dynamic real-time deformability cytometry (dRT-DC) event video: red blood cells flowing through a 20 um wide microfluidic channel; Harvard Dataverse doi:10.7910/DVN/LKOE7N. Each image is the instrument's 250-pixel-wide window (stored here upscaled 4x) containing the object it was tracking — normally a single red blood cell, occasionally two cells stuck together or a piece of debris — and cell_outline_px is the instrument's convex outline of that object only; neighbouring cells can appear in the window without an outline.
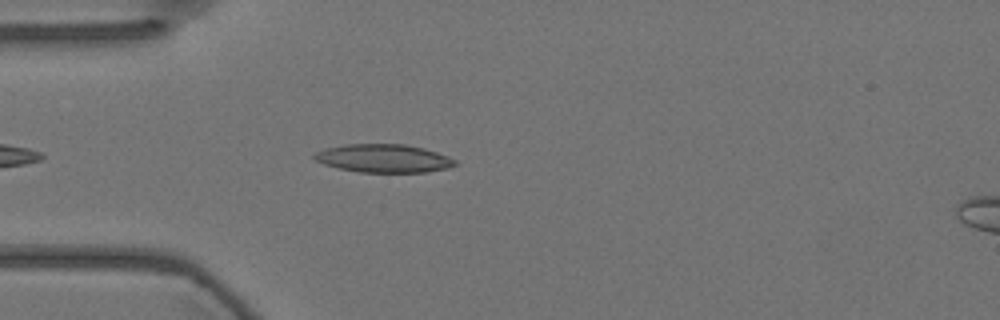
{"species": "Egyptian fruit bat (a non-hibernating species)", "species_latin": "Rousettus aegyptiacus", "temperature_condition": "warm", "stored_images_in_passage": 41, "camera_frame_rate_fps": 3000, "um_per_image_px": 0.085, "animal": {"sex": "female"}, "frame": {"image": 1, "passage_image": 5, "time_ms": 1.333, "image_size_px": [1000, 320], "cell_outline_px": [[456, 164], [448, 168], [428, 172], [360, 172], [340, 168], [324, 164], [316, 160], [312, 156], [316, 152], [328, 148], [344, 144], [404, 144], [424, 148], [448, 156], [456, 160]], "centroid_in_image_um": [32.63, 13.46], "position_along_channel_um": 52.4, "area_um2": 23.0}}
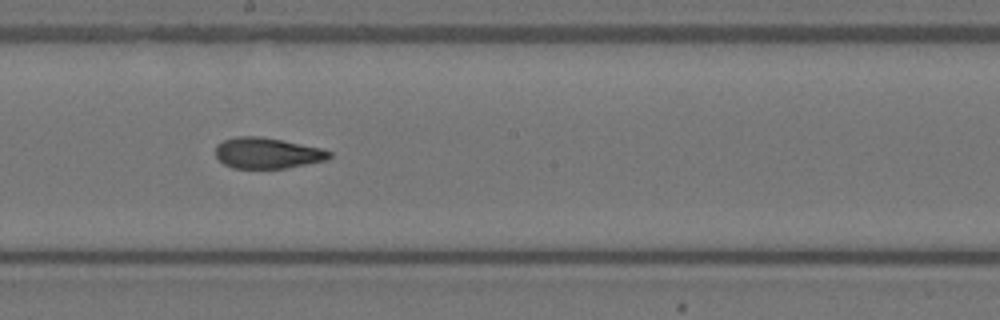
{"frame": {"image": 2, "passage_image": 20, "time_ms": 6.333, "image_size_px": [1000, 320], "cell_outline_px": [[332, 156], [328, 160], [284, 168], [232, 168], [224, 164], [216, 156], [216, 144], [224, 140], [236, 136], [260, 136], [320, 148], [332, 152]], "centroid_in_image_um": [22.71, 13.01], "position_along_channel_um": 225.5, "area_um2": 20.35}}
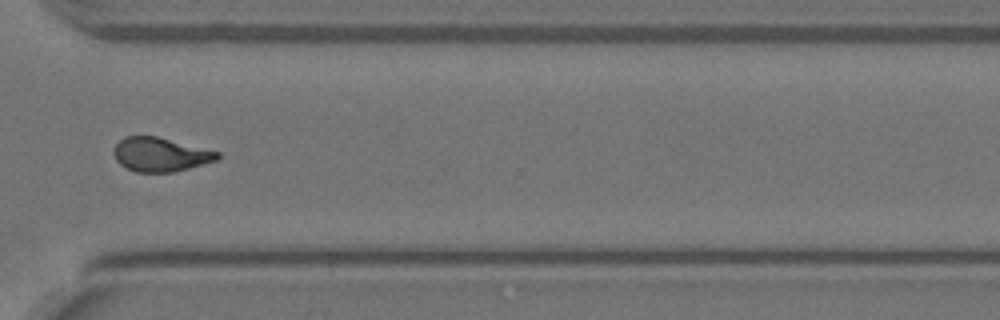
{"frame": {"image": 3, "passage_image": 31, "time_ms": 10.0, "image_size_px": [1000, 320], "cell_outline_px": [[220, 156], [216, 160], [188, 168], [172, 172], [136, 172], [124, 168], [116, 160], [112, 152], [116, 144], [124, 136], [156, 136], [220, 152]], "centroid_in_image_um": [13.58, 13.13], "position_along_channel_um": 357.0, "area_um2": 20.46}, "authors_computed_cell_mechanics": {"area_um2": 20.8658, "velocity_mm_per_s": 3.6006, "shape_relaxation_time_tau1_ms": null, "shape_relaxation_time_tau2_ms": 2.6517, "deformation_change_tau1": null, "deformation_change_tau2": 0.1047}}